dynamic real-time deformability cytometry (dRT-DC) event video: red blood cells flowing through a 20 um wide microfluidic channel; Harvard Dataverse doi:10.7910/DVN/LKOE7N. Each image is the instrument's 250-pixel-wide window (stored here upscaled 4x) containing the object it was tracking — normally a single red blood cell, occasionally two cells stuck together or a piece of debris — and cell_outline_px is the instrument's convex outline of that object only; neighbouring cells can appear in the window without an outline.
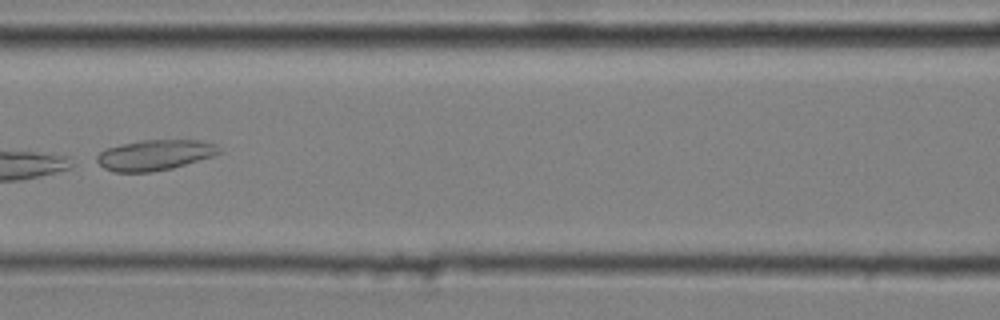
{"species": "common noctule bat (a hibernating species)", "species_latin": "Nyctalus noctula", "temperature_condition": "cold", "stored_images_in_passage": 8, "camera_frame_rate_fps": 3000, "um_per_image_px": 0.085, "animal": {"sex": "male", "body_mass_g": 20.4}, "frame": {"image": 1, "passage_image": 7, "time_ms": 2.0, "image_size_px": [1000, 320], "cell_outline_px": [[220, 152], [212, 156], [172, 168], [152, 172], [112, 172], [104, 168], [96, 160], [96, 156], [100, 152], [108, 148], [120, 144], [140, 140], [200, 140], [216, 144]], "centroid_in_image_um": [13.13, 13.17], "position_along_channel_um": 153.5, "area_um2": 21.62}}